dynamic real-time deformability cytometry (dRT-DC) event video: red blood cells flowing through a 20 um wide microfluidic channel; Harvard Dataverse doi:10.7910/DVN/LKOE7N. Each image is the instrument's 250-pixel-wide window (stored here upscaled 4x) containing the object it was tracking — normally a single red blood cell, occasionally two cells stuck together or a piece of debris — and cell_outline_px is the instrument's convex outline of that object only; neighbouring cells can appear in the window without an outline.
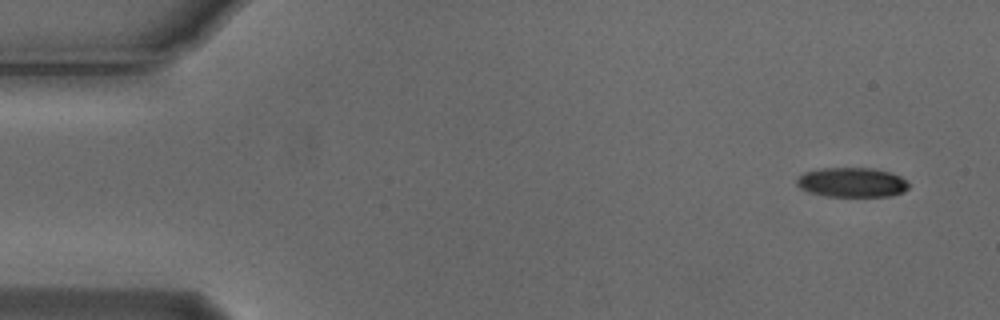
{"species": "Egyptian fruit bat (a non-hibernating species)", "species_latin": "Rousettus aegyptiacus", "temperature_condition": "cold", "stored_images_in_passage": 5, "camera_frame_rate_fps": 3000, "um_per_image_px": 0.085, "animal": {"sex": "male"}, "frame": {"image": 1, "passage_image": 1, "time_ms": 0.0, "image_size_px": [1000, 320], "cell_outline_px": [[908, 188], [904, 192], [888, 196], [824, 196], [808, 192], [800, 188], [796, 184], [796, 180], [804, 172], [820, 168], [872, 168], [888, 172], [900, 176], [908, 184]], "centroid_in_image_um": [72.37, 15.5], "position_along_channel_um": 12.6, "area_um2": 19.25}}
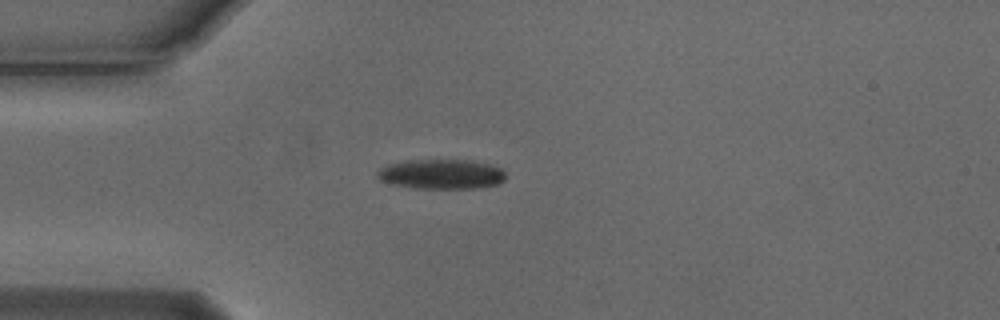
{"frame": {"image": 2, "passage_image": 4, "time_ms": 1.0, "image_size_px": [1000, 320], "cell_outline_px": [[504, 180], [500, 184], [480, 188], [412, 188], [392, 184], [380, 180], [376, 176], [376, 172], [380, 168], [388, 164], [408, 160], [468, 160], [488, 164], [500, 168], [504, 172]], "centroid_in_image_um": [37.49, 14.81], "position_along_channel_um": 47.5, "area_um2": 22.31}}